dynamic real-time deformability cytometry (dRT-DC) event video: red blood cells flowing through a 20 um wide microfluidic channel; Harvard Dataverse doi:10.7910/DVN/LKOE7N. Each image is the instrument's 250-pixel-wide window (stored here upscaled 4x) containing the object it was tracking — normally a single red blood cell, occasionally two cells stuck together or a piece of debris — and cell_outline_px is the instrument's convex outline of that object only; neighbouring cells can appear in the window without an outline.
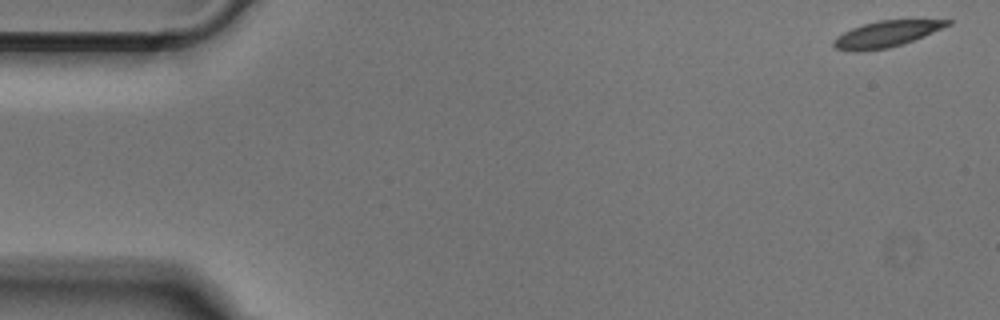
{"species": "Egyptian fruit bat (a non-hibernating species)", "species_latin": "Rousettus aegyptiacus", "temperature_condition": "cold", "stored_images_in_passage": 51, "camera_frame_rate_fps": 3000, "um_per_image_px": 0.085, "animal": {"sex": "male"}, "frame": {"image": 1, "passage_image": 1, "time_ms": 0.0, "image_size_px": [1000, 320], "cell_outline_px": [[952, 24], [924, 36], [888, 48], [860, 52], [852, 52], [836, 48], [832, 44], [832, 40], [836, 36], [852, 28], [864, 24], [880, 20], [952, 20]], "centroid_in_image_um": [75.29, 2.9], "position_along_channel_um": 9.7, "area_um2": 17.22}}
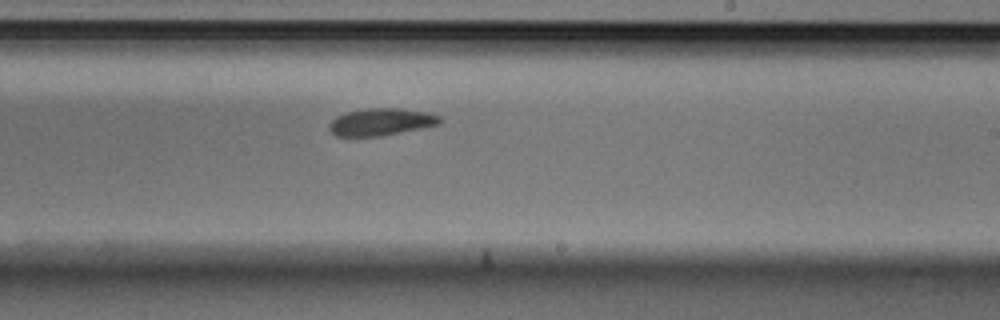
{"frame": {"image": 2, "passage_image": 30, "time_ms": 9.667, "image_size_px": [1000, 320], "cell_outline_px": [[444, 120], [440, 124], [380, 136], [336, 136], [328, 128], [332, 120], [336, 116], [348, 112], [368, 108], [400, 108], [428, 112], [440, 116]], "centroid_in_image_um": [32.42, 10.35], "position_along_channel_um": 256.6, "area_um2": 17.46}}
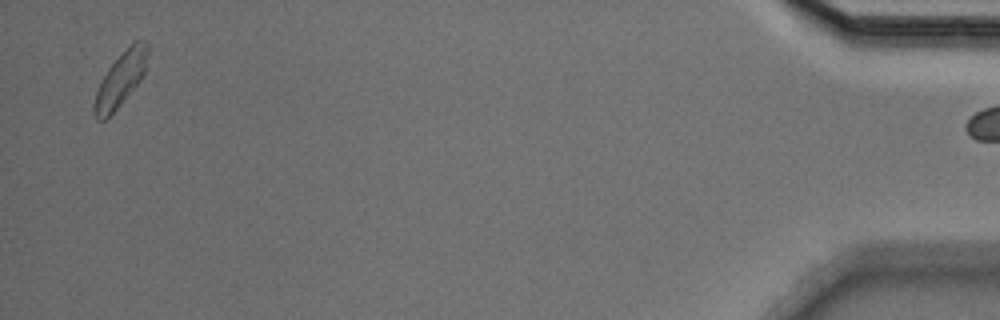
{"frame": {"image": 3, "passage_image": 50, "time_ms": 16.333, "image_size_px": [1000, 320], "cell_outline_px": [[148, 52], [144, 72], [140, 80], [116, 108], [104, 120], [96, 120], [92, 112], [92, 108], [96, 92], [108, 68], [132, 40], [148, 40]], "centroid_in_image_um": [10.25, 6.69], "position_along_channel_um": 425.0, "area_um2": 16.65}}